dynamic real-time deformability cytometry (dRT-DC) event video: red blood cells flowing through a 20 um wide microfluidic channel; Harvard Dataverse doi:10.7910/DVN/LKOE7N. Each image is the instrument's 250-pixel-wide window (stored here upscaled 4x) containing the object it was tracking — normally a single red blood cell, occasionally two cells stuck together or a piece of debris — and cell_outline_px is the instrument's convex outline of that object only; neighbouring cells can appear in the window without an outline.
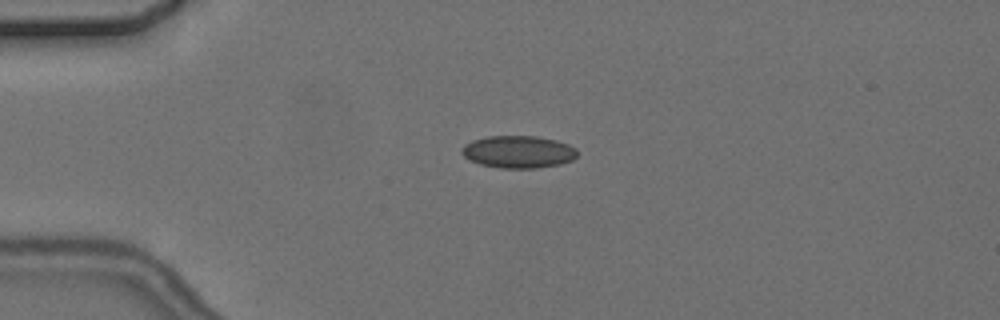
{"species": "common noctule bat (a hibernating species)", "species_latin": "Nyctalus noctula", "temperature_condition": "cold", "stored_images_in_passage": 4, "camera_frame_rate_fps": 3000, "um_per_image_px": 0.085, "animal": {"sex": "female", "body_mass_g": 24.6, "forearm_length_mm": 56.2}, "frame": {"image": 1, "passage_image": 3, "time_ms": 3.333, "image_size_px": [1000, 320], "cell_outline_px": [[576, 156], [572, 160], [560, 164], [536, 168], [500, 168], [480, 164], [464, 156], [460, 152], [460, 148], [464, 144], [472, 140], [488, 136], [536, 136], [556, 140], [568, 144], [576, 148]], "centroid_in_image_um": [44.04, 12.9], "position_along_channel_um": 41.0, "area_um2": 21.79}}